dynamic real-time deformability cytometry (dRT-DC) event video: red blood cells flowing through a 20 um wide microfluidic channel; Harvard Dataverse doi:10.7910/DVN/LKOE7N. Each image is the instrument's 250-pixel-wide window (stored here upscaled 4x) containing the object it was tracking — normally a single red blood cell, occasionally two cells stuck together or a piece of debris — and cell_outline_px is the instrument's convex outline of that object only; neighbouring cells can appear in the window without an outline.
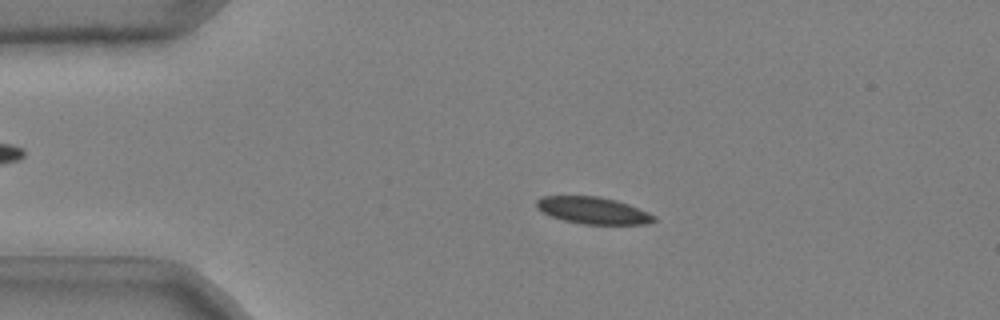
{"species": "common noctule bat (a hibernating species)", "species_latin": "Nyctalus noctula", "temperature_condition": "cold", "stored_images_in_passage": 50, "camera_frame_rate_fps": 3000, "um_per_image_px": 0.085, "animal": {"sex": "male", "body_mass_g": 20.4}, "frame": {"image": 1, "passage_image": 10, "time_ms": 3.0, "image_size_px": [1000, 320], "cell_outline_px": [[656, 220], [648, 224], [584, 224], [564, 220], [540, 212], [536, 208], [536, 200], [540, 196], [600, 196], [616, 200], [628, 204], [648, 212], [656, 216]], "centroid_in_image_um": [50.39, 17.88], "position_along_channel_um": 34.6, "area_um2": 18.5}}
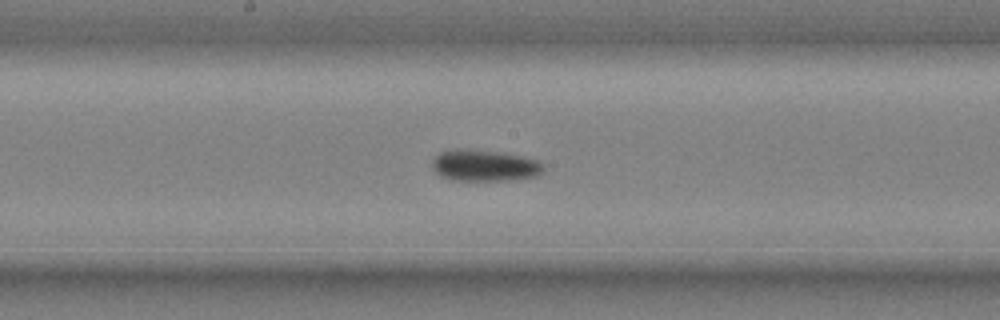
{"frame": {"image": 2, "passage_image": 27, "time_ms": 8.667, "image_size_px": [1000, 320], "cell_outline_px": [[544, 172], [536, 176], [516, 180], [452, 180], [440, 176], [432, 168], [432, 160], [440, 152], [456, 148], [500, 152], [524, 156], [536, 160], [544, 164]], "centroid_in_image_um": [41.2, 14.07], "position_along_channel_um": 207.0, "area_um2": 20.58}}
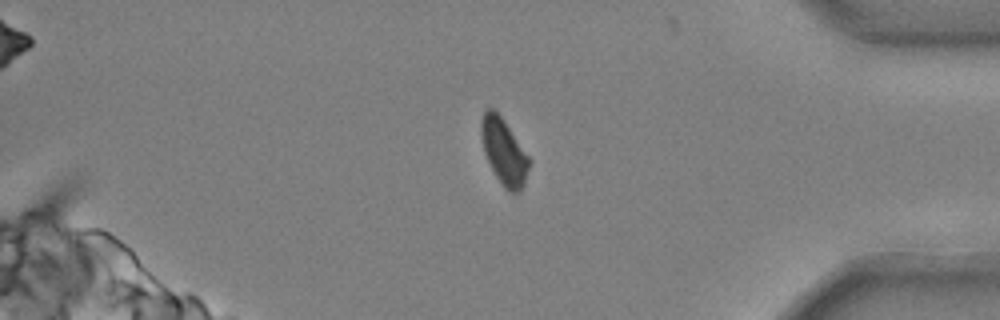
{"frame": {"image": 3, "passage_image": 44, "time_ms": 14.333, "image_size_px": [1000, 320], "cell_outline_px": [[532, 160], [524, 184], [520, 192], [508, 192], [504, 188], [496, 176], [484, 152], [480, 132], [480, 120], [484, 112], [488, 108], [492, 108], [504, 120]], "centroid_in_image_um": [42.85, 12.9], "position_along_channel_um": 392.4, "area_um2": 18.5}}